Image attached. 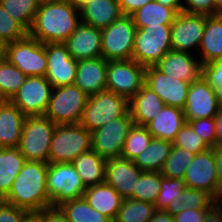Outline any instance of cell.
<instances>
[{
  "mask_svg": "<svg viewBox=\"0 0 222 222\" xmlns=\"http://www.w3.org/2000/svg\"><path fill=\"white\" fill-rule=\"evenodd\" d=\"M145 85L154 91L165 105L184 109L190 82L172 78L151 66L146 68Z\"/></svg>",
  "mask_w": 222,
  "mask_h": 222,
  "instance_id": "cell-17",
  "label": "cell"
},
{
  "mask_svg": "<svg viewBox=\"0 0 222 222\" xmlns=\"http://www.w3.org/2000/svg\"><path fill=\"white\" fill-rule=\"evenodd\" d=\"M178 200L187 209H209L211 205V195L205 191L186 187Z\"/></svg>",
  "mask_w": 222,
  "mask_h": 222,
  "instance_id": "cell-43",
  "label": "cell"
},
{
  "mask_svg": "<svg viewBox=\"0 0 222 222\" xmlns=\"http://www.w3.org/2000/svg\"><path fill=\"white\" fill-rule=\"evenodd\" d=\"M165 106L162 99L145 84L129 100V110L134 124L146 126Z\"/></svg>",
  "mask_w": 222,
  "mask_h": 222,
  "instance_id": "cell-27",
  "label": "cell"
},
{
  "mask_svg": "<svg viewBox=\"0 0 222 222\" xmlns=\"http://www.w3.org/2000/svg\"><path fill=\"white\" fill-rule=\"evenodd\" d=\"M161 3L163 6L172 8L176 13L183 12V0H156Z\"/></svg>",
  "mask_w": 222,
  "mask_h": 222,
  "instance_id": "cell-55",
  "label": "cell"
},
{
  "mask_svg": "<svg viewBox=\"0 0 222 222\" xmlns=\"http://www.w3.org/2000/svg\"><path fill=\"white\" fill-rule=\"evenodd\" d=\"M107 61L103 57L77 61V73L74 81L88 96L106 89Z\"/></svg>",
  "mask_w": 222,
  "mask_h": 222,
  "instance_id": "cell-22",
  "label": "cell"
},
{
  "mask_svg": "<svg viewBox=\"0 0 222 222\" xmlns=\"http://www.w3.org/2000/svg\"><path fill=\"white\" fill-rule=\"evenodd\" d=\"M52 90L45 76H29L10 101L26 116L44 115Z\"/></svg>",
  "mask_w": 222,
  "mask_h": 222,
  "instance_id": "cell-13",
  "label": "cell"
},
{
  "mask_svg": "<svg viewBox=\"0 0 222 222\" xmlns=\"http://www.w3.org/2000/svg\"><path fill=\"white\" fill-rule=\"evenodd\" d=\"M149 222H175L174 217L165 210H155Z\"/></svg>",
  "mask_w": 222,
  "mask_h": 222,
  "instance_id": "cell-54",
  "label": "cell"
},
{
  "mask_svg": "<svg viewBox=\"0 0 222 222\" xmlns=\"http://www.w3.org/2000/svg\"><path fill=\"white\" fill-rule=\"evenodd\" d=\"M72 164L86 188L105 182L106 160L101 158L94 150L91 149L82 153Z\"/></svg>",
  "mask_w": 222,
  "mask_h": 222,
  "instance_id": "cell-30",
  "label": "cell"
},
{
  "mask_svg": "<svg viewBox=\"0 0 222 222\" xmlns=\"http://www.w3.org/2000/svg\"><path fill=\"white\" fill-rule=\"evenodd\" d=\"M153 136L146 126L134 124L125 139L121 157L132 160L143 152L152 141Z\"/></svg>",
  "mask_w": 222,
  "mask_h": 222,
  "instance_id": "cell-40",
  "label": "cell"
},
{
  "mask_svg": "<svg viewBox=\"0 0 222 222\" xmlns=\"http://www.w3.org/2000/svg\"><path fill=\"white\" fill-rule=\"evenodd\" d=\"M215 145H222V105L217 112L215 118Z\"/></svg>",
  "mask_w": 222,
  "mask_h": 222,
  "instance_id": "cell-52",
  "label": "cell"
},
{
  "mask_svg": "<svg viewBox=\"0 0 222 222\" xmlns=\"http://www.w3.org/2000/svg\"><path fill=\"white\" fill-rule=\"evenodd\" d=\"M185 186L213 196L218 192L216 162L212 148L195 154L183 178Z\"/></svg>",
  "mask_w": 222,
  "mask_h": 222,
  "instance_id": "cell-18",
  "label": "cell"
},
{
  "mask_svg": "<svg viewBox=\"0 0 222 222\" xmlns=\"http://www.w3.org/2000/svg\"><path fill=\"white\" fill-rule=\"evenodd\" d=\"M222 102L215 89L201 77L190 83L184 106L186 121L199 118H215Z\"/></svg>",
  "mask_w": 222,
  "mask_h": 222,
  "instance_id": "cell-15",
  "label": "cell"
},
{
  "mask_svg": "<svg viewBox=\"0 0 222 222\" xmlns=\"http://www.w3.org/2000/svg\"><path fill=\"white\" fill-rule=\"evenodd\" d=\"M77 15L75 3L41 0L28 35L41 43H64L81 23Z\"/></svg>",
  "mask_w": 222,
  "mask_h": 222,
  "instance_id": "cell-1",
  "label": "cell"
},
{
  "mask_svg": "<svg viewBox=\"0 0 222 222\" xmlns=\"http://www.w3.org/2000/svg\"><path fill=\"white\" fill-rule=\"evenodd\" d=\"M27 76L7 60L0 62V95L4 100H11Z\"/></svg>",
  "mask_w": 222,
  "mask_h": 222,
  "instance_id": "cell-37",
  "label": "cell"
},
{
  "mask_svg": "<svg viewBox=\"0 0 222 222\" xmlns=\"http://www.w3.org/2000/svg\"><path fill=\"white\" fill-rule=\"evenodd\" d=\"M140 170L132 160L116 157L106 160L105 182L111 185L123 199H130L136 189Z\"/></svg>",
  "mask_w": 222,
  "mask_h": 222,
  "instance_id": "cell-19",
  "label": "cell"
},
{
  "mask_svg": "<svg viewBox=\"0 0 222 222\" xmlns=\"http://www.w3.org/2000/svg\"><path fill=\"white\" fill-rule=\"evenodd\" d=\"M204 222H222V220L218 217V215L210 207L205 213Z\"/></svg>",
  "mask_w": 222,
  "mask_h": 222,
  "instance_id": "cell-56",
  "label": "cell"
},
{
  "mask_svg": "<svg viewBox=\"0 0 222 222\" xmlns=\"http://www.w3.org/2000/svg\"><path fill=\"white\" fill-rule=\"evenodd\" d=\"M202 77L215 89L222 102V58L204 64Z\"/></svg>",
  "mask_w": 222,
  "mask_h": 222,
  "instance_id": "cell-44",
  "label": "cell"
},
{
  "mask_svg": "<svg viewBox=\"0 0 222 222\" xmlns=\"http://www.w3.org/2000/svg\"><path fill=\"white\" fill-rule=\"evenodd\" d=\"M83 198L96 211L114 222L121 207L123 197L106 182L87 187Z\"/></svg>",
  "mask_w": 222,
  "mask_h": 222,
  "instance_id": "cell-25",
  "label": "cell"
},
{
  "mask_svg": "<svg viewBox=\"0 0 222 222\" xmlns=\"http://www.w3.org/2000/svg\"><path fill=\"white\" fill-rule=\"evenodd\" d=\"M186 188L183 179L166 178L162 176L161 190L154 204L156 210H165L172 216L183 211L184 205L178 200Z\"/></svg>",
  "mask_w": 222,
  "mask_h": 222,
  "instance_id": "cell-33",
  "label": "cell"
},
{
  "mask_svg": "<svg viewBox=\"0 0 222 222\" xmlns=\"http://www.w3.org/2000/svg\"><path fill=\"white\" fill-rule=\"evenodd\" d=\"M171 50V25L147 26L136 31L132 59L147 68Z\"/></svg>",
  "mask_w": 222,
  "mask_h": 222,
  "instance_id": "cell-6",
  "label": "cell"
},
{
  "mask_svg": "<svg viewBox=\"0 0 222 222\" xmlns=\"http://www.w3.org/2000/svg\"><path fill=\"white\" fill-rule=\"evenodd\" d=\"M192 52L171 50L155 65L166 75L182 81L193 82L202 77L203 64Z\"/></svg>",
  "mask_w": 222,
  "mask_h": 222,
  "instance_id": "cell-20",
  "label": "cell"
},
{
  "mask_svg": "<svg viewBox=\"0 0 222 222\" xmlns=\"http://www.w3.org/2000/svg\"><path fill=\"white\" fill-rule=\"evenodd\" d=\"M146 67L133 59L107 61L106 89L128 101L145 84Z\"/></svg>",
  "mask_w": 222,
  "mask_h": 222,
  "instance_id": "cell-10",
  "label": "cell"
},
{
  "mask_svg": "<svg viewBox=\"0 0 222 222\" xmlns=\"http://www.w3.org/2000/svg\"><path fill=\"white\" fill-rule=\"evenodd\" d=\"M192 129L201 136L203 141L210 147L215 146V120L214 118H199L187 121Z\"/></svg>",
  "mask_w": 222,
  "mask_h": 222,
  "instance_id": "cell-45",
  "label": "cell"
},
{
  "mask_svg": "<svg viewBox=\"0 0 222 222\" xmlns=\"http://www.w3.org/2000/svg\"><path fill=\"white\" fill-rule=\"evenodd\" d=\"M29 212L0 200V222H21Z\"/></svg>",
  "mask_w": 222,
  "mask_h": 222,
  "instance_id": "cell-46",
  "label": "cell"
},
{
  "mask_svg": "<svg viewBox=\"0 0 222 222\" xmlns=\"http://www.w3.org/2000/svg\"><path fill=\"white\" fill-rule=\"evenodd\" d=\"M21 222H40V220L35 212H29Z\"/></svg>",
  "mask_w": 222,
  "mask_h": 222,
  "instance_id": "cell-58",
  "label": "cell"
},
{
  "mask_svg": "<svg viewBox=\"0 0 222 222\" xmlns=\"http://www.w3.org/2000/svg\"><path fill=\"white\" fill-rule=\"evenodd\" d=\"M136 31L130 15H122L102 29V57L106 61L132 59Z\"/></svg>",
  "mask_w": 222,
  "mask_h": 222,
  "instance_id": "cell-9",
  "label": "cell"
},
{
  "mask_svg": "<svg viewBox=\"0 0 222 222\" xmlns=\"http://www.w3.org/2000/svg\"><path fill=\"white\" fill-rule=\"evenodd\" d=\"M59 207L69 222H112L108 217L92 208L83 197L65 201Z\"/></svg>",
  "mask_w": 222,
  "mask_h": 222,
  "instance_id": "cell-34",
  "label": "cell"
},
{
  "mask_svg": "<svg viewBox=\"0 0 222 222\" xmlns=\"http://www.w3.org/2000/svg\"><path fill=\"white\" fill-rule=\"evenodd\" d=\"M35 213L39 216L40 222H69L59 206H50Z\"/></svg>",
  "mask_w": 222,
  "mask_h": 222,
  "instance_id": "cell-48",
  "label": "cell"
},
{
  "mask_svg": "<svg viewBox=\"0 0 222 222\" xmlns=\"http://www.w3.org/2000/svg\"><path fill=\"white\" fill-rule=\"evenodd\" d=\"M4 101V99L2 98V96L0 95V104Z\"/></svg>",
  "mask_w": 222,
  "mask_h": 222,
  "instance_id": "cell-62",
  "label": "cell"
},
{
  "mask_svg": "<svg viewBox=\"0 0 222 222\" xmlns=\"http://www.w3.org/2000/svg\"><path fill=\"white\" fill-rule=\"evenodd\" d=\"M74 60L102 57L101 29L81 22L64 42Z\"/></svg>",
  "mask_w": 222,
  "mask_h": 222,
  "instance_id": "cell-21",
  "label": "cell"
},
{
  "mask_svg": "<svg viewBox=\"0 0 222 222\" xmlns=\"http://www.w3.org/2000/svg\"><path fill=\"white\" fill-rule=\"evenodd\" d=\"M26 158L17 147L0 148V200H4L19 174Z\"/></svg>",
  "mask_w": 222,
  "mask_h": 222,
  "instance_id": "cell-29",
  "label": "cell"
},
{
  "mask_svg": "<svg viewBox=\"0 0 222 222\" xmlns=\"http://www.w3.org/2000/svg\"><path fill=\"white\" fill-rule=\"evenodd\" d=\"M186 122L183 109L165 105L146 127L153 138L173 142L176 139L177 133Z\"/></svg>",
  "mask_w": 222,
  "mask_h": 222,
  "instance_id": "cell-26",
  "label": "cell"
},
{
  "mask_svg": "<svg viewBox=\"0 0 222 222\" xmlns=\"http://www.w3.org/2000/svg\"><path fill=\"white\" fill-rule=\"evenodd\" d=\"M155 210L152 203L136 199H123L114 222H149Z\"/></svg>",
  "mask_w": 222,
  "mask_h": 222,
  "instance_id": "cell-35",
  "label": "cell"
},
{
  "mask_svg": "<svg viewBox=\"0 0 222 222\" xmlns=\"http://www.w3.org/2000/svg\"><path fill=\"white\" fill-rule=\"evenodd\" d=\"M173 146L188 150L194 154L210 148L187 122L177 133L176 139L173 141Z\"/></svg>",
  "mask_w": 222,
  "mask_h": 222,
  "instance_id": "cell-41",
  "label": "cell"
},
{
  "mask_svg": "<svg viewBox=\"0 0 222 222\" xmlns=\"http://www.w3.org/2000/svg\"><path fill=\"white\" fill-rule=\"evenodd\" d=\"M79 10L81 22L101 30L123 15L118 0H91Z\"/></svg>",
  "mask_w": 222,
  "mask_h": 222,
  "instance_id": "cell-24",
  "label": "cell"
},
{
  "mask_svg": "<svg viewBox=\"0 0 222 222\" xmlns=\"http://www.w3.org/2000/svg\"><path fill=\"white\" fill-rule=\"evenodd\" d=\"M214 15L222 14V0H213Z\"/></svg>",
  "mask_w": 222,
  "mask_h": 222,
  "instance_id": "cell-59",
  "label": "cell"
},
{
  "mask_svg": "<svg viewBox=\"0 0 222 222\" xmlns=\"http://www.w3.org/2000/svg\"><path fill=\"white\" fill-rule=\"evenodd\" d=\"M7 48H8V43L0 38V62L6 60Z\"/></svg>",
  "mask_w": 222,
  "mask_h": 222,
  "instance_id": "cell-57",
  "label": "cell"
},
{
  "mask_svg": "<svg viewBox=\"0 0 222 222\" xmlns=\"http://www.w3.org/2000/svg\"><path fill=\"white\" fill-rule=\"evenodd\" d=\"M88 97L76 85L53 88L44 115L55 124H79Z\"/></svg>",
  "mask_w": 222,
  "mask_h": 222,
  "instance_id": "cell-8",
  "label": "cell"
},
{
  "mask_svg": "<svg viewBox=\"0 0 222 222\" xmlns=\"http://www.w3.org/2000/svg\"><path fill=\"white\" fill-rule=\"evenodd\" d=\"M128 110L129 101L126 98L105 90L88 97L79 124L93 132Z\"/></svg>",
  "mask_w": 222,
  "mask_h": 222,
  "instance_id": "cell-5",
  "label": "cell"
},
{
  "mask_svg": "<svg viewBox=\"0 0 222 222\" xmlns=\"http://www.w3.org/2000/svg\"><path fill=\"white\" fill-rule=\"evenodd\" d=\"M208 209H187L174 215L175 222H204Z\"/></svg>",
  "mask_w": 222,
  "mask_h": 222,
  "instance_id": "cell-49",
  "label": "cell"
},
{
  "mask_svg": "<svg viewBox=\"0 0 222 222\" xmlns=\"http://www.w3.org/2000/svg\"><path fill=\"white\" fill-rule=\"evenodd\" d=\"M52 2H67V3H75V0H47Z\"/></svg>",
  "mask_w": 222,
  "mask_h": 222,
  "instance_id": "cell-61",
  "label": "cell"
},
{
  "mask_svg": "<svg viewBox=\"0 0 222 222\" xmlns=\"http://www.w3.org/2000/svg\"><path fill=\"white\" fill-rule=\"evenodd\" d=\"M47 57L45 77L53 88L74 85L77 60H74L64 43H44Z\"/></svg>",
  "mask_w": 222,
  "mask_h": 222,
  "instance_id": "cell-16",
  "label": "cell"
},
{
  "mask_svg": "<svg viewBox=\"0 0 222 222\" xmlns=\"http://www.w3.org/2000/svg\"><path fill=\"white\" fill-rule=\"evenodd\" d=\"M210 207L222 220V192L218 191L216 194L211 196V205Z\"/></svg>",
  "mask_w": 222,
  "mask_h": 222,
  "instance_id": "cell-53",
  "label": "cell"
},
{
  "mask_svg": "<svg viewBox=\"0 0 222 222\" xmlns=\"http://www.w3.org/2000/svg\"><path fill=\"white\" fill-rule=\"evenodd\" d=\"M92 149L91 132L80 124H57L52 135L48 163H72Z\"/></svg>",
  "mask_w": 222,
  "mask_h": 222,
  "instance_id": "cell-3",
  "label": "cell"
},
{
  "mask_svg": "<svg viewBox=\"0 0 222 222\" xmlns=\"http://www.w3.org/2000/svg\"><path fill=\"white\" fill-rule=\"evenodd\" d=\"M133 125L134 122L128 110L123 116L94 130L91 132L92 150L105 160L121 157L125 139Z\"/></svg>",
  "mask_w": 222,
  "mask_h": 222,
  "instance_id": "cell-11",
  "label": "cell"
},
{
  "mask_svg": "<svg viewBox=\"0 0 222 222\" xmlns=\"http://www.w3.org/2000/svg\"><path fill=\"white\" fill-rule=\"evenodd\" d=\"M123 15H131L148 2L154 0H118Z\"/></svg>",
  "mask_w": 222,
  "mask_h": 222,
  "instance_id": "cell-50",
  "label": "cell"
},
{
  "mask_svg": "<svg viewBox=\"0 0 222 222\" xmlns=\"http://www.w3.org/2000/svg\"><path fill=\"white\" fill-rule=\"evenodd\" d=\"M28 35V31L14 20L0 4V38L7 43L21 40Z\"/></svg>",
  "mask_w": 222,
  "mask_h": 222,
  "instance_id": "cell-42",
  "label": "cell"
},
{
  "mask_svg": "<svg viewBox=\"0 0 222 222\" xmlns=\"http://www.w3.org/2000/svg\"><path fill=\"white\" fill-rule=\"evenodd\" d=\"M199 49L203 65L222 58V14L206 17L204 35Z\"/></svg>",
  "mask_w": 222,
  "mask_h": 222,
  "instance_id": "cell-28",
  "label": "cell"
},
{
  "mask_svg": "<svg viewBox=\"0 0 222 222\" xmlns=\"http://www.w3.org/2000/svg\"><path fill=\"white\" fill-rule=\"evenodd\" d=\"M91 0H75V4L80 8L83 4L89 2Z\"/></svg>",
  "mask_w": 222,
  "mask_h": 222,
  "instance_id": "cell-60",
  "label": "cell"
},
{
  "mask_svg": "<svg viewBox=\"0 0 222 222\" xmlns=\"http://www.w3.org/2000/svg\"><path fill=\"white\" fill-rule=\"evenodd\" d=\"M56 125L45 115L26 117L17 148L27 161L48 163Z\"/></svg>",
  "mask_w": 222,
  "mask_h": 222,
  "instance_id": "cell-4",
  "label": "cell"
},
{
  "mask_svg": "<svg viewBox=\"0 0 222 222\" xmlns=\"http://www.w3.org/2000/svg\"><path fill=\"white\" fill-rule=\"evenodd\" d=\"M207 16L185 12L177 13L171 25L172 50L189 52L196 46L200 47Z\"/></svg>",
  "mask_w": 222,
  "mask_h": 222,
  "instance_id": "cell-14",
  "label": "cell"
},
{
  "mask_svg": "<svg viewBox=\"0 0 222 222\" xmlns=\"http://www.w3.org/2000/svg\"><path fill=\"white\" fill-rule=\"evenodd\" d=\"M161 172L142 171L137 180L136 189L130 199L149 202L155 204L161 190Z\"/></svg>",
  "mask_w": 222,
  "mask_h": 222,
  "instance_id": "cell-38",
  "label": "cell"
},
{
  "mask_svg": "<svg viewBox=\"0 0 222 222\" xmlns=\"http://www.w3.org/2000/svg\"><path fill=\"white\" fill-rule=\"evenodd\" d=\"M51 206L82 198L86 187L72 163H49L46 178Z\"/></svg>",
  "mask_w": 222,
  "mask_h": 222,
  "instance_id": "cell-7",
  "label": "cell"
},
{
  "mask_svg": "<svg viewBox=\"0 0 222 222\" xmlns=\"http://www.w3.org/2000/svg\"><path fill=\"white\" fill-rule=\"evenodd\" d=\"M6 60L20 69L27 77L45 76L47 71L44 43L29 35L21 40L8 43Z\"/></svg>",
  "mask_w": 222,
  "mask_h": 222,
  "instance_id": "cell-12",
  "label": "cell"
},
{
  "mask_svg": "<svg viewBox=\"0 0 222 222\" xmlns=\"http://www.w3.org/2000/svg\"><path fill=\"white\" fill-rule=\"evenodd\" d=\"M215 162H216V175L218 182V191L222 189V145H215L212 147Z\"/></svg>",
  "mask_w": 222,
  "mask_h": 222,
  "instance_id": "cell-51",
  "label": "cell"
},
{
  "mask_svg": "<svg viewBox=\"0 0 222 222\" xmlns=\"http://www.w3.org/2000/svg\"><path fill=\"white\" fill-rule=\"evenodd\" d=\"M172 147L171 141L153 138L147 148L133 159V163L142 171L160 172Z\"/></svg>",
  "mask_w": 222,
  "mask_h": 222,
  "instance_id": "cell-31",
  "label": "cell"
},
{
  "mask_svg": "<svg viewBox=\"0 0 222 222\" xmlns=\"http://www.w3.org/2000/svg\"><path fill=\"white\" fill-rule=\"evenodd\" d=\"M26 117L10 100L0 104V148L18 147Z\"/></svg>",
  "mask_w": 222,
  "mask_h": 222,
  "instance_id": "cell-23",
  "label": "cell"
},
{
  "mask_svg": "<svg viewBox=\"0 0 222 222\" xmlns=\"http://www.w3.org/2000/svg\"><path fill=\"white\" fill-rule=\"evenodd\" d=\"M177 13L158 1L148 2L130 16L137 29L155 25H172Z\"/></svg>",
  "mask_w": 222,
  "mask_h": 222,
  "instance_id": "cell-32",
  "label": "cell"
},
{
  "mask_svg": "<svg viewBox=\"0 0 222 222\" xmlns=\"http://www.w3.org/2000/svg\"><path fill=\"white\" fill-rule=\"evenodd\" d=\"M41 0H0L4 11L29 31Z\"/></svg>",
  "mask_w": 222,
  "mask_h": 222,
  "instance_id": "cell-36",
  "label": "cell"
},
{
  "mask_svg": "<svg viewBox=\"0 0 222 222\" xmlns=\"http://www.w3.org/2000/svg\"><path fill=\"white\" fill-rule=\"evenodd\" d=\"M183 12L189 14L214 15L213 0H184Z\"/></svg>",
  "mask_w": 222,
  "mask_h": 222,
  "instance_id": "cell-47",
  "label": "cell"
},
{
  "mask_svg": "<svg viewBox=\"0 0 222 222\" xmlns=\"http://www.w3.org/2000/svg\"><path fill=\"white\" fill-rule=\"evenodd\" d=\"M48 164L26 161L4 201L28 212H38L50 207L46 185Z\"/></svg>",
  "mask_w": 222,
  "mask_h": 222,
  "instance_id": "cell-2",
  "label": "cell"
},
{
  "mask_svg": "<svg viewBox=\"0 0 222 222\" xmlns=\"http://www.w3.org/2000/svg\"><path fill=\"white\" fill-rule=\"evenodd\" d=\"M195 154L188 150L173 146L170 155L163 165L161 175L166 178L183 179L187 167L191 164Z\"/></svg>",
  "mask_w": 222,
  "mask_h": 222,
  "instance_id": "cell-39",
  "label": "cell"
}]
</instances>
